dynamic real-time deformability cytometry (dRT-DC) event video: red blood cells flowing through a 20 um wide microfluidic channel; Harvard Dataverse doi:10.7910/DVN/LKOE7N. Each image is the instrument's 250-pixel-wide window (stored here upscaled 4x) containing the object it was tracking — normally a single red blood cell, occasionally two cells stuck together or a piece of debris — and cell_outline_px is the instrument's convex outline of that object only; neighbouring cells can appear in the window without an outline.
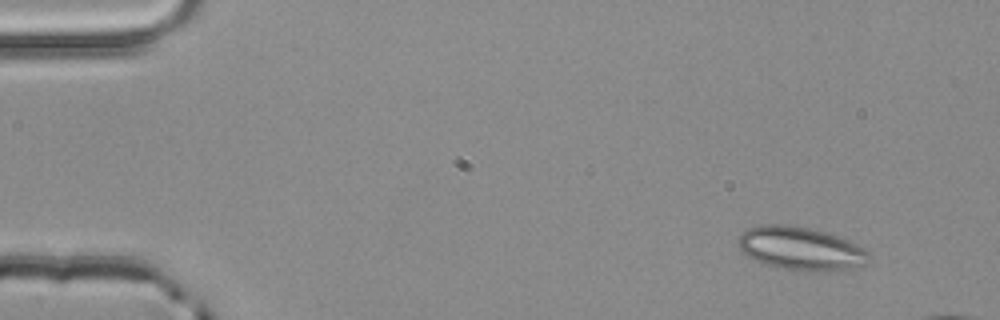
{"species": "common noctule bat (a hibernating species)", "species_latin": "Nyctalus noctula", "temperature_condition": "room temperature", "stored_images_in_passage": 3, "camera_frame_rate_fps": 3000, "um_per_image_px": 0.085, "animal": {"sex": "male", "body_mass_g": 20.4}, "frame": {"image": 1, "passage_image": 1, "time_ms": 0.0, "image_size_px": [1000, 320], "cell_outline_px": [[868, 256], [864, 264], [848, 268], [824, 272], [776, 268], [756, 260], [748, 256], [740, 248], [736, 240], [736, 236], [748, 228], [760, 224], [784, 224], [808, 228], [824, 232], [848, 240], [864, 248], [868, 252]], "centroid_in_image_um": [67.99, 21.11], "position_along_channel_um": 17.0, "area_um2": 32.71}}